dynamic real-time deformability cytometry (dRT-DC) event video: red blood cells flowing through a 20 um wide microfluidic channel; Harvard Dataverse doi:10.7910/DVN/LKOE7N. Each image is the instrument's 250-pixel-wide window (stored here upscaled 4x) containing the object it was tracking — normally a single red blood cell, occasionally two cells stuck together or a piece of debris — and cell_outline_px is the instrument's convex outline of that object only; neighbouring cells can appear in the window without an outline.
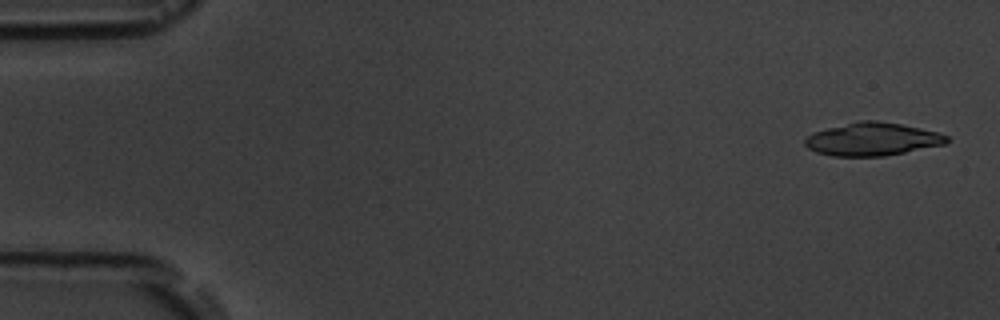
{"species": "common noctule bat (a hibernating species)", "species_latin": "Nyctalus noctula", "temperature_condition": "room temperature", "stored_images_in_passage": 6, "segment_of_instrument_passage": [1, 2], "camera_frame_rate_fps": 3000, "um_per_image_px": 0.085, "animal": {"sex": "male", "body_mass_g": 19.5, "forearm_length_mm": 54.6}, "frame": {"image": 1, "passage_image": 1, "time_ms": 0.0, "image_size_px": [1000, 320], "cell_outline_px": [[948, 140], [944, 144], [884, 156], [832, 156], [816, 152], [808, 148], [804, 144], [804, 140], [812, 132], [860, 120], [876, 120], [900, 124], [920, 128], [936, 132], [948, 136]], "centroid_in_image_um": [74.11, 11.83], "position_along_channel_um": 10.9, "area_um2": 26.99}}